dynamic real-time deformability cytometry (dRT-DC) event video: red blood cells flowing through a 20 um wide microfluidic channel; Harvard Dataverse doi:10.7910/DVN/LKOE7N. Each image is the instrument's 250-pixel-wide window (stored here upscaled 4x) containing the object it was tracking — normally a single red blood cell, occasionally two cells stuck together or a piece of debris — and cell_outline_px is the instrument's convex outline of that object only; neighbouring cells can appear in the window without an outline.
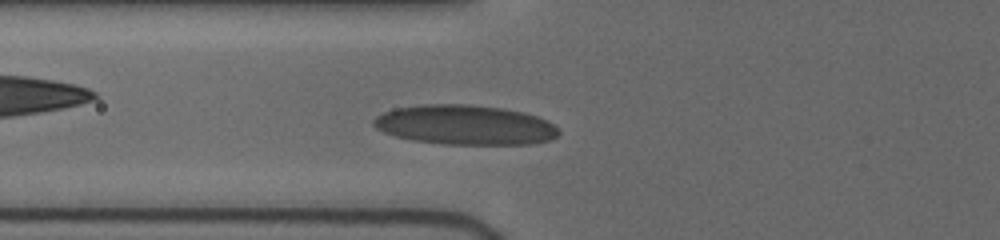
{"species": "human", "species_latin": "Homo sapiens", "temperature_condition": "cold", "stored_images_in_passage": 35, "camera_frame_rate_fps": 3000, "um_per_image_px": 0.085, "donor": {"sex": "female"}, "frame": {"image": 1, "passage_image": 5, "time_ms": 1.333, "image_size_px": [1000, 240], "cell_outline_px": [[560, 132], [556, 136], [548, 140], [532, 144], [444, 144], [412, 140], [396, 136], [384, 132], [376, 128], [372, 124], [372, 120], [376, 116], [384, 112], [396, 108], [424, 104], [468, 104], [504, 108], [524, 112], [548, 120], [560, 128]], "centroid_in_image_um": [39.54, 10.61], "position_along_channel_um": 86.3, "area_um2": 43.0}}
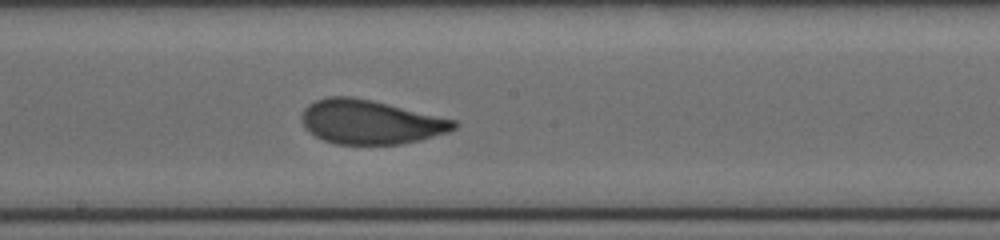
{"frame": {"image": 2, "passage_image": 15, "time_ms": 4.667, "image_size_px": [1000, 240], "cell_outline_px": [[460, 124], [456, 128], [448, 132], [420, 140], [400, 144], [336, 144], [324, 140], [316, 136], [304, 128], [304, 108], [308, 104], [316, 100], [328, 96], [352, 96], [372, 100], [456, 120]], "centroid_in_image_um": [31.51, 10.37], "position_along_channel_um": 216.7, "area_um2": 38.96}}
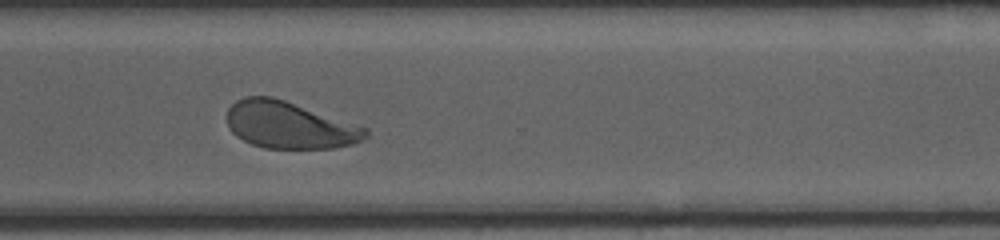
{"frame": {"image": 3, "passage_image": 25, "time_ms": 8.0, "image_size_px": [1000, 240], "cell_outline_px": [[368, 136], [364, 140], [352, 144], [332, 148], [264, 148], [252, 144], [236, 136], [228, 128], [228, 108], [236, 100], [244, 96], [272, 96], [368, 128]], "centroid_in_image_um": [24.59, 10.63], "position_along_channel_um": 346.0, "area_um2": 37.8}, "authors_computed_cell_mechanics": {"area_um2": 39.2462, "velocity_mm_per_s": 3.8905, "shape_relaxation_time_tau1_ms": 3.2659, "shape_relaxation_time_tau2_ms": 0.6543, "deformation_change_tau1": 0.1533, "deformation_change_tau2": 0.0572}}